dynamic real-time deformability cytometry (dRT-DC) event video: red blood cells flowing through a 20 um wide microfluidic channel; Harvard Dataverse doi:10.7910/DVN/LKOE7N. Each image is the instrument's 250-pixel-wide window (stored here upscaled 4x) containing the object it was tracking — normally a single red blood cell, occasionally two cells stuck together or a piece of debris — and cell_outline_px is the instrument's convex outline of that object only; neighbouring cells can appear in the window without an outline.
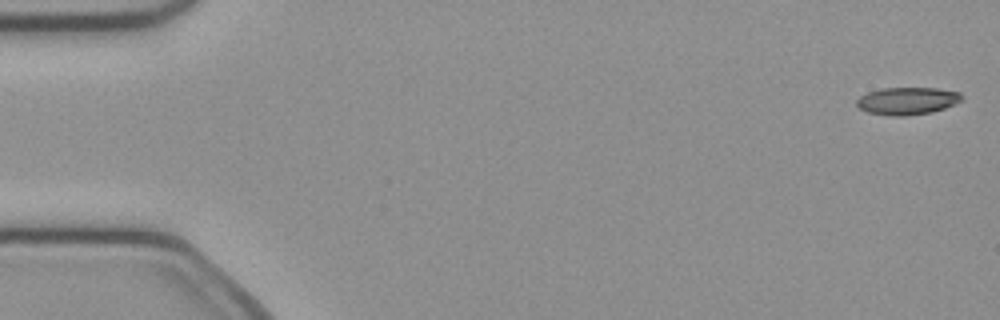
{"species": "common noctule bat (a hibernating species)", "species_latin": "Nyctalus noctula", "temperature_condition": "cold", "stored_images_in_passage": 16, "camera_frame_rate_fps": 3000, "um_per_image_px": 0.085, "animal": {"sex": "female", "body_mass_g": 21.9}, "frame": {"image": 1, "passage_image": 1, "time_ms": 0.0, "image_size_px": [1000, 320], "cell_outline_px": [[964, 100], [956, 104], [932, 112], [904, 116], [892, 116], [868, 112], [860, 108], [856, 104], [856, 100], [860, 96], [868, 92], [884, 88], [936, 88], [960, 92], [964, 96]], "centroid_in_image_um": [77.17, 8.57], "position_along_channel_um": 7.8, "area_um2": 16.88}}